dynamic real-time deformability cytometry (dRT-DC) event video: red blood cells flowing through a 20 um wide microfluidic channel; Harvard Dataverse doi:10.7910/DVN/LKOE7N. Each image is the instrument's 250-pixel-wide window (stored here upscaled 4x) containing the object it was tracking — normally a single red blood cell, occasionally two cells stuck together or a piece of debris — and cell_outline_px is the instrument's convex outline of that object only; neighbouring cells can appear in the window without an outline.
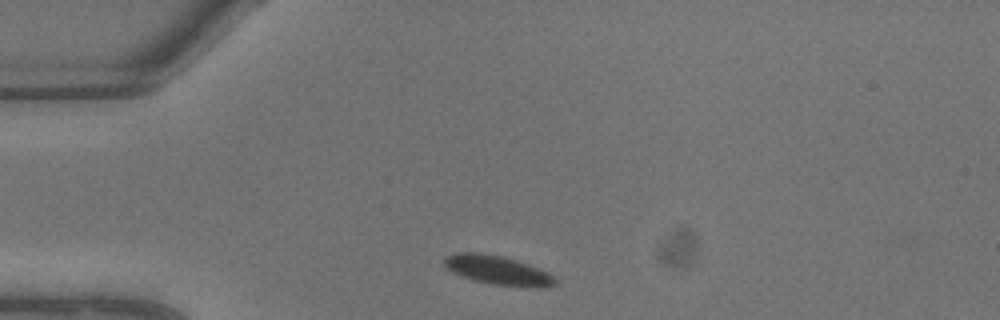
{"species": "common noctule bat (a hibernating species)", "species_latin": "Nyctalus noctula", "temperature_condition": "warm", "stored_images_in_passage": 5, "camera_frame_rate_fps": 3000, "um_per_image_px": 0.085, "animal": {"sex": "male", "body_mass_g": 13.3}, "frame": {"image": 1, "passage_image": 1, "time_ms": 0.0, "image_size_px": [1000, 320], "cell_outline_px": [[556, 284], [544, 288], [536, 288], [496, 284], [472, 280], [452, 272], [444, 264], [444, 256], [456, 252], [480, 252], [500, 256], [516, 260], [528, 264], [548, 272], [556, 280]], "centroid_in_image_um": [42.3, 22.96], "position_along_channel_um": 42.7, "area_um2": 18.73}}
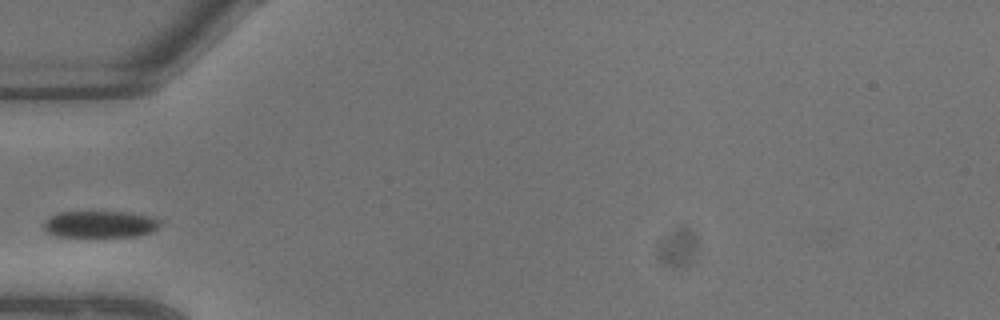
{"frame": {"image": 2, "passage_image": 3, "time_ms": 0.667, "image_size_px": [1000, 320], "cell_outline_px": [[160, 224], [152, 232], [136, 236], [56, 236], [48, 232], [44, 228], [44, 224], [52, 216], [60, 212], [132, 212], [148, 216], [160, 220]], "centroid_in_image_um": [8.55, 19.05], "position_along_channel_um": 76.5, "area_um2": 17.8}}
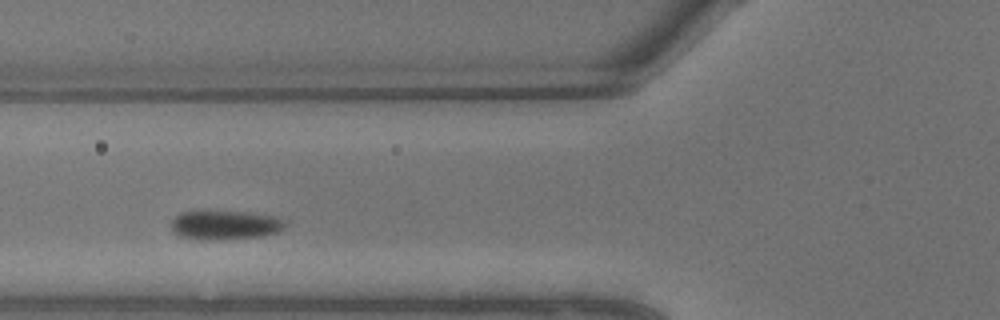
{"frame": {"image": 3, "passage_image": 4, "time_ms": 1.0, "image_size_px": [1000, 320], "cell_outline_px": [[284, 228], [280, 232], [260, 236], [212, 240], [204, 240], [180, 236], [172, 232], [172, 220], [180, 212], [200, 208], [244, 212], [276, 216], [284, 220]], "centroid_in_image_um": [19.07, 19.08], "position_along_channel_um": 106.7, "area_um2": 20.0}}